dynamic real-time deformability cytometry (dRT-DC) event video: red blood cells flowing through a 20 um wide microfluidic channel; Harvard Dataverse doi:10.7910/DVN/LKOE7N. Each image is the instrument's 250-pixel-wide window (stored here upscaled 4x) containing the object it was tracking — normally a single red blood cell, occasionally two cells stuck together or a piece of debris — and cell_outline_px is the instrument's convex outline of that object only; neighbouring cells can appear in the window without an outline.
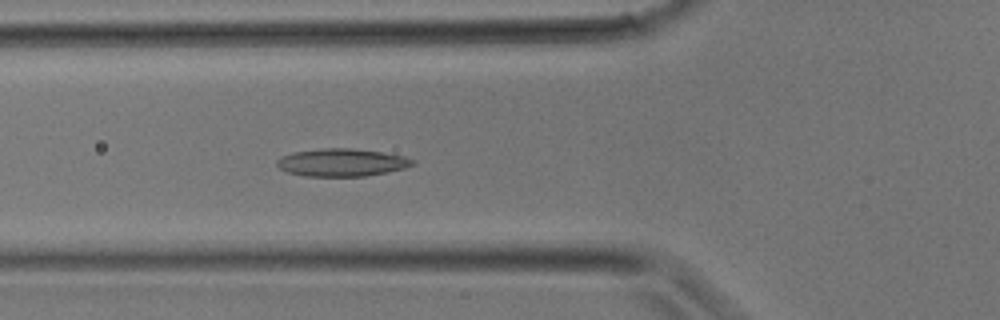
{"species": "common noctule bat (a hibernating species)", "species_latin": "Nyctalus noctula", "temperature_condition": "room temperature", "stored_images_in_passage": 28, "camera_frame_rate_fps": 3000, "um_per_image_px": 0.085, "animal": {"sex": "male", "body_mass_g": 17.9}, "frame": {"image": 1, "passage_image": 10, "time_ms": 3.0, "image_size_px": [1000, 320], "cell_outline_px": [[416, 164], [404, 168], [388, 172], [364, 176], [304, 176], [288, 172], [280, 168], [276, 164], [276, 160], [280, 156], [292, 152], [324, 148], [352, 148], [380, 152], [404, 156], [416, 160]], "centroid_in_image_um": [29.05, 13.81], "position_along_channel_um": 96.8, "area_um2": 21.96}}
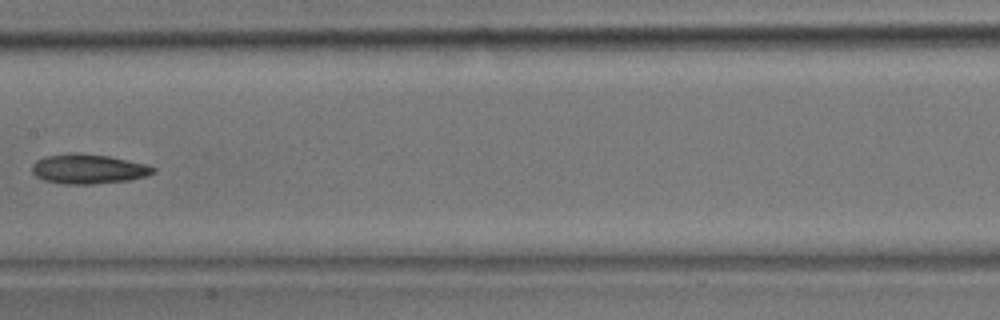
{"frame": {"image": 2, "passage_image": 15, "time_ms": 4.667, "image_size_px": [1000, 320], "cell_outline_px": [[156, 172], [144, 176], [128, 180], [92, 184], [64, 184], [44, 180], [36, 176], [32, 172], [32, 164], [36, 160], [44, 156], [68, 152], [76, 152], [108, 156], [144, 164], [156, 168]], "centroid_in_image_um": [7.45, 14.35], "position_along_channel_um": 200.0, "area_um2": 20.92}}
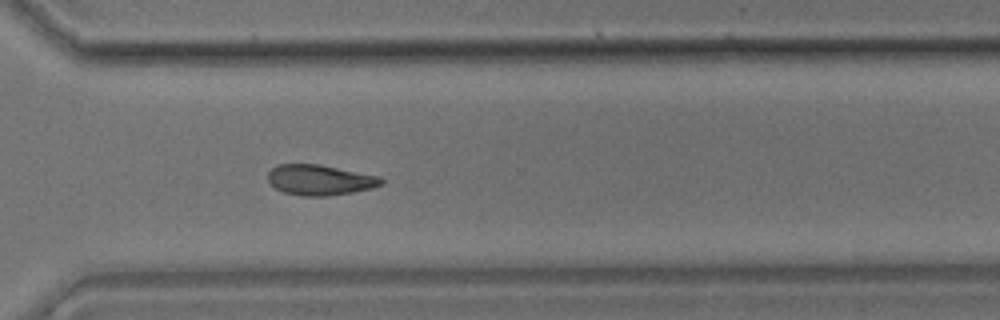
{"frame": {"image": 3, "passage_image": 22, "time_ms": 7.0, "image_size_px": [1000, 320], "cell_outline_px": [[384, 184], [372, 188], [352, 192], [328, 196], [304, 196], [284, 192], [276, 188], [268, 180], [268, 172], [276, 164], [320, 164], [380, 176], [384, 180]], "centroid_in_image_um": [27.21, 15.29], "position_along_channel_um": 343.4, "area_um2": 20.17}}